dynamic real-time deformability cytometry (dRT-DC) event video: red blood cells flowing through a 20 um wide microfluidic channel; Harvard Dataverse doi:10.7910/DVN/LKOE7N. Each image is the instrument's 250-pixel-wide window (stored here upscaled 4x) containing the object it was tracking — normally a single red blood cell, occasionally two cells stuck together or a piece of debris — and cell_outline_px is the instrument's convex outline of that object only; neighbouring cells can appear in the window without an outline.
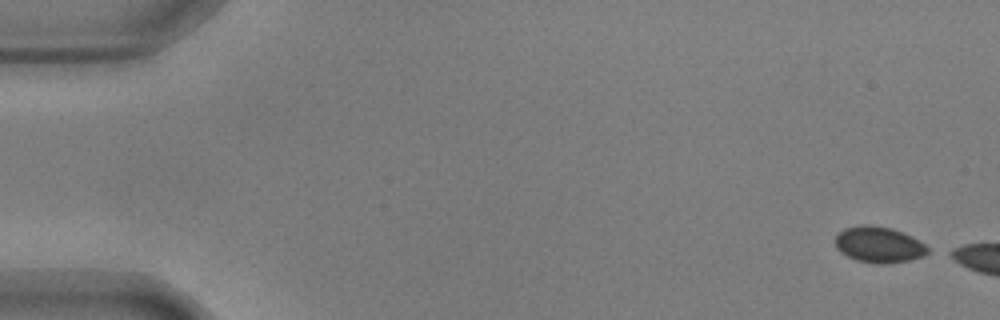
{"species": "common noctule bat (a hibernating species)", "species_latin": "Nyctalus noctula", "temperature_condition": "warm", "stored_images_in_passage": 11, "camera_frame_rate_fps": 3000, "um_per_image_px": 0.085, "animal": {"sex": "male", "body_mass_g": 17.9, "forearm_length_mm": 54.2}, "frame": {"image": 1, "passage_image": 1, "time_ms": 0.0, "image_size_px": [1000, 320], "cell_outline_px": [[932, 252], [924, 256], [908, 260], [888, 264], [876, 264], [856, 260], [840, 252], [836, 248], [836, 236], [844, 228], [864, 224], [872, 224], [892, 228], [904, 232], [912, 236], [924, 244]], "centroid_in_image_um": [74.73, 20.79], "position_along_channel_um": 10.3, "area_um2": 19.65}}